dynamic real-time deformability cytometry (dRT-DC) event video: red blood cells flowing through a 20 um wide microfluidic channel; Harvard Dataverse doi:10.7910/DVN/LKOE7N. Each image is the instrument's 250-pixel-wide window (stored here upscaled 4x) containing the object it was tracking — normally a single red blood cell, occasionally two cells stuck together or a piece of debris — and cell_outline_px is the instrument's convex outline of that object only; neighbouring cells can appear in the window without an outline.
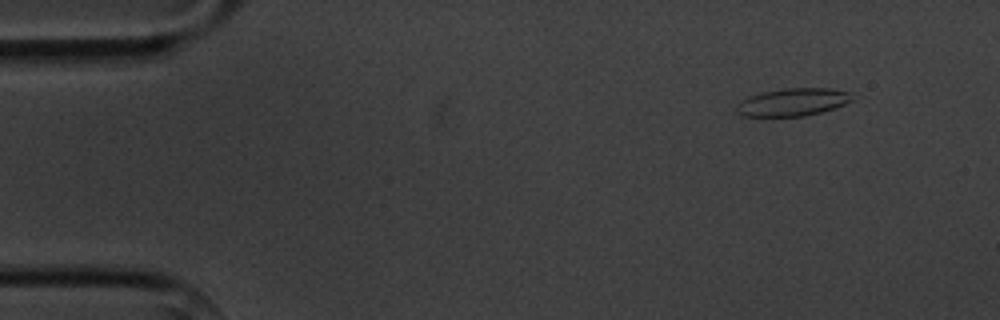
{"species": "common noctule bat (a hibernating species)", "species_latin": "Nyctalus noctula", "temperature_condition": "cold", "stored_images_in_passage": 8, "camera_frame_rate_fps": 3000, "um_per_image_px": 0.085, "animal": {"sex": "male", "body_mass_g": 20.1, "forearm_length_mm": 53.5}, "frame": {"image": 1, "passage_image": 2, "time_ms": 1.0, "image_size_px": [1000, 320], "cell_outline_px": [[852, 100], [844, 104], [820, 112], [804, 116], [744, 116], [736, 112], [736, 108], [748, 96], [764, 92], [784, 88], [832, 88], [852, 92]], "centroid_in_image_um": [67.42, 8.67], "position_along_channel_um": 17.6, "area_um2": 18.44}}
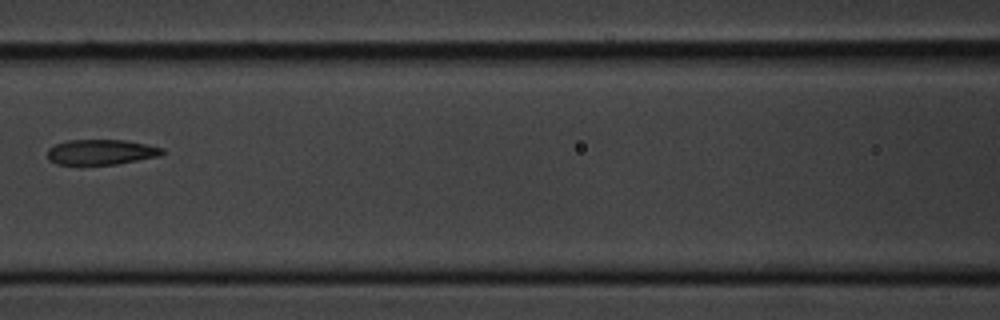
{"frame": {"image": 2, "passage_image": 7, "time_ms": 7.333, "image_size_px": [1000, 320], "cell_outline_px": [[164, 152], [160, 156], [116, 164], [56, 164], [48, 160], [48, 148], [56, 144], [68, 140], [124, 140], [164, 148]], "centroid_in_image_um": [8.58, 12.92], "position_along_channel_um": 158.0, "area_um2": 16.76}}
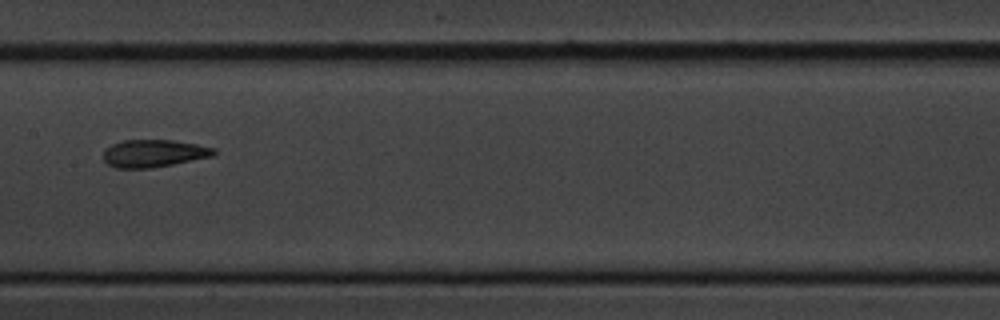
{"frame": {"image": 3, "passage_image": 8, "time_ms": 8.333, "image_size_px": [1000, 320], "cell_outline_px": [[216, 152], [212, 156], [152, 168], [116, 168], [108, 164], [104, 160], [104, 148], [120, 140], [172, 140], [196, 144], [216, 148]], "centroid_in_image_um": [13.04, 13.03], "position_along_channel_um": 194.4, "area_um2": 17.69}}